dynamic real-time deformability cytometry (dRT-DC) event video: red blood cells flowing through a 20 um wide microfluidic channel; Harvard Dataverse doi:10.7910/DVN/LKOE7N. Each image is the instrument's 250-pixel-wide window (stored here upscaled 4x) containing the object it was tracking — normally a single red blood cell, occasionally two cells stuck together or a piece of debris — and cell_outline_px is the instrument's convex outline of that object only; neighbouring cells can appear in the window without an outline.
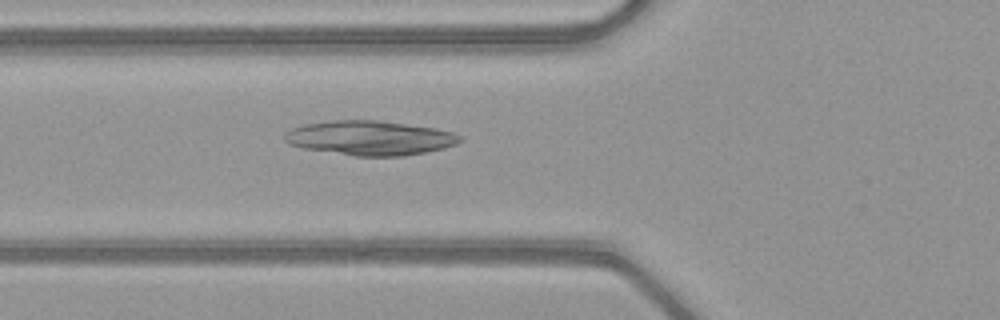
{"species": "common noctule bat (a hibernating species)", "species_latin": "Nyctalus noctula", "temperature_condition": "warm", "stored_images_in_passage": 51, "camera_frame_rate_fps": 3000, "um_per_image_px": 0.085, "animal": {"sex": "female", "body_mass_g": 21.9}, "frame": {"image": 1, "passage_image": 20, "time_ms": 6.333, "image_size_px": [1000, 320], "cell_outline_px": [[464, 140], [456, 144], [444, 148], [424, 152], [400, 156], [356, 156], [304, 148], [288, 144], [284, 140], [284, 132], [292, 128], [304, 124], [332, 120], [380, 120], [436, 128], [452, 132], [464, 136]], "centroid_in_image_um": [31.46, 11.72], "position_along_channel_um": 94.3, "area_um2": 35.37}}
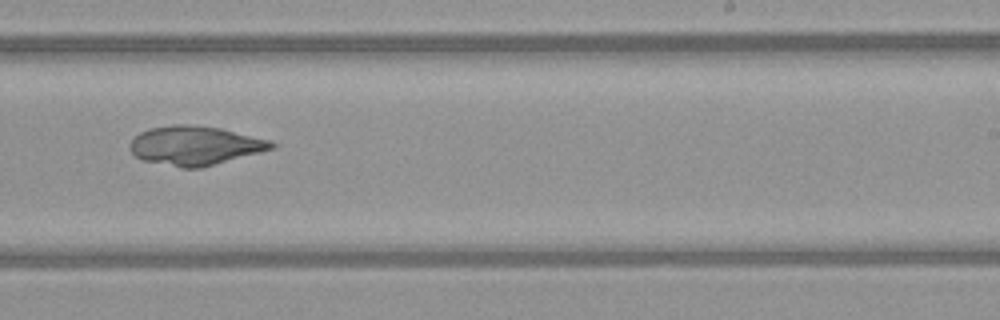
{"frame": {"image": 2, "passage_image": 33, "time_ms": 10.667, "image_size_px": [1000, 320], "cell_outline_px": [[276, 148], [200, 168], [180, 168], [140, 160], [128, 148], [128, 144], [140, 132], [152, 128], [172, 124], [188, 124], [220, 128], [272, 140], [276, 144]], "centroid_in_image_um": [16.57, 12.38], "position_along_channel_um": 272.4, "area_um2": 32.43}}
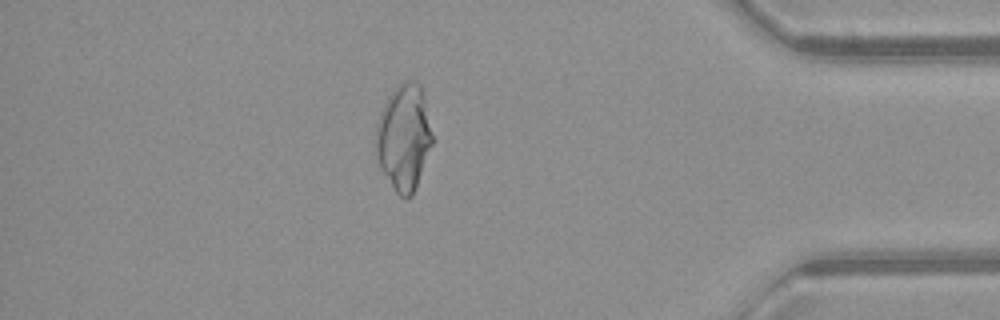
{"frame": {"image": 3, "passage_image": 45, "time_ms": 14.667, "image_size_px": [1000, 320], "cell_outline_px": [[432, 144], [416, 188], [412, 196], [408, 200], [404, 200], [396, 192], [376, 164], [372, 152], [376, 124], [380, 112], [388, 96], [404, 80], [412, 80], [420, 84], [424, 96], [432, 136]], "centroid_in_image_um": [34.27, 11.74], "position_along_channel_um": 400.9, "area_um2": 35.6}}